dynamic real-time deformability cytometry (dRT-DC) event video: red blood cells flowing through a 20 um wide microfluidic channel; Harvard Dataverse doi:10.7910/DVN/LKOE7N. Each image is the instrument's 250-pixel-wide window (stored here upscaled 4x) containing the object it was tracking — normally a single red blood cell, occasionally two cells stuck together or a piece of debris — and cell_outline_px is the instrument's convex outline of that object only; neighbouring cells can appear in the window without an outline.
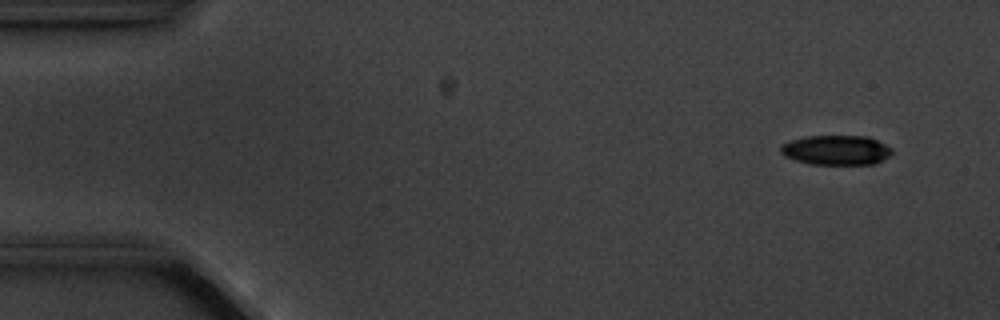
{"species": "common noctule bat (a hibernating species)", "species_latin": "Nyctalus noctula", "temperature_condition": "cold", "stored_images_in_passage": 9, "camera_frame_rate_fps": 3000, "um_per_image_px": 0.085, "animal": {"sex": "male", "body_mass_g": 20.1, "forearm_length_mm": 53.5}, "frame": {"image": 1, "passage_image": 1, "time_ms": 0.0, "image_size_px": [1000, 320], "cell_outline_px": [[892, 152], [888, 156], [872, 164], [808, 164], [784, 156], [780, 152], [780, 148], [788, 140], [808, 136], [868, 136], [892, 148]], "centroid_in_image_um": [71.04, 12.75], "position_along_channel_um": 14.0, "area_um2": 19.13}}